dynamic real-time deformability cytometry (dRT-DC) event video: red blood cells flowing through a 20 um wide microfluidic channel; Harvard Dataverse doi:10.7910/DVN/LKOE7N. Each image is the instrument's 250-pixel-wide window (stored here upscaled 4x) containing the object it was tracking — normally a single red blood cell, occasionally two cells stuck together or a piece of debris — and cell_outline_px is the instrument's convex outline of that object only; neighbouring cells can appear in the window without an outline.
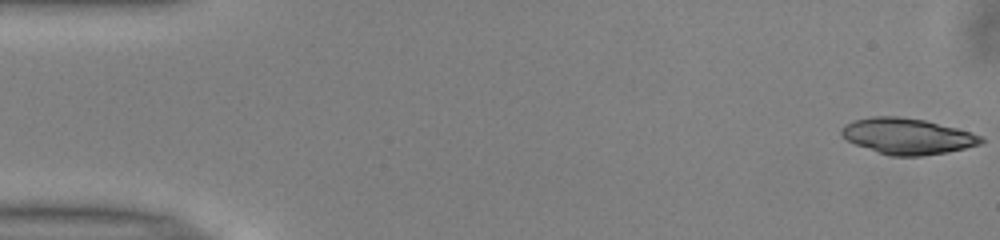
{"species": "common noctule bat (a hibernating species)", "species_latin": "Nyctalus noctula", "temperature_condition": "warm", "stored_images_in_passage": 50, "camera_frame_rate_fps": 3000, "um_per_image_px": 0.085, "animal": {"sex": "male", "body_mass_g": 13.0, "forearm_length_mm": 53.1}, "frame": {"image": 1, "passage_image": 1, "time_ms": 0.0, "image_size_px": [1000, 240], "cell_outline_px": [[984, 140], [980, 144], [948, 152], [920, 156], [888, 156], [856, 144], [848, 140], [840, 132], [840, 128], [844, 124], [852, 120], [872, 116], [900, 116], [924, 120], [972, 132], [980, 136]], "centroid_in_image_um": [77.1, 11.57], "position_along_channel_um": 7.9, "area_um2": 29.19}}